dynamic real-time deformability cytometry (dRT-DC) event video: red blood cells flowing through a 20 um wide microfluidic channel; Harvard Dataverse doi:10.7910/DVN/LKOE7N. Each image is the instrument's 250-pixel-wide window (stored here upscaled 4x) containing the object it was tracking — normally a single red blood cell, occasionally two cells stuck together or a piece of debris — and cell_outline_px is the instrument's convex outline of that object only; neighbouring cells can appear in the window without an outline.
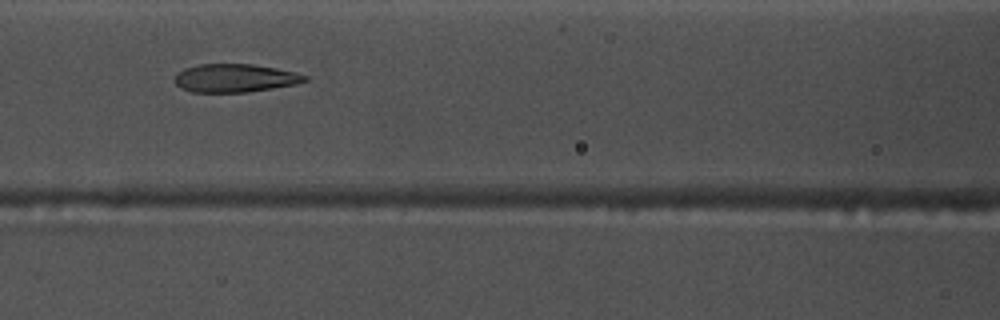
{"species": "common noctule bat (a hibernating species)", "species_latin": "Nyctalus noctula", "temperature_condition": "warm", "stored_images_in_passage": 41, "camera_frame_rate_fps": 3000, "um_per_image_px": 0.085, "animal": {"sex": "male", "body_mass_g": 17.5, "forearm_length_mm": 52.3}, "frame": {"image": 1, "passage_image": 20, "time_ms": 6.333, "image_size_px": [1000, 320], "cell_outline_px": [[308, 80], [296, 84], [248, 92], [192, 92], [180, 88], [176, 84], [176, 76], [184, 68], [200, 64], [252, 64], [276, 68], [296, 72], [308, 76]], "centroid_in_image_um": [20.0, 6.64], "position_along_channel_um": 146.6, "area_um2": 21.33}}
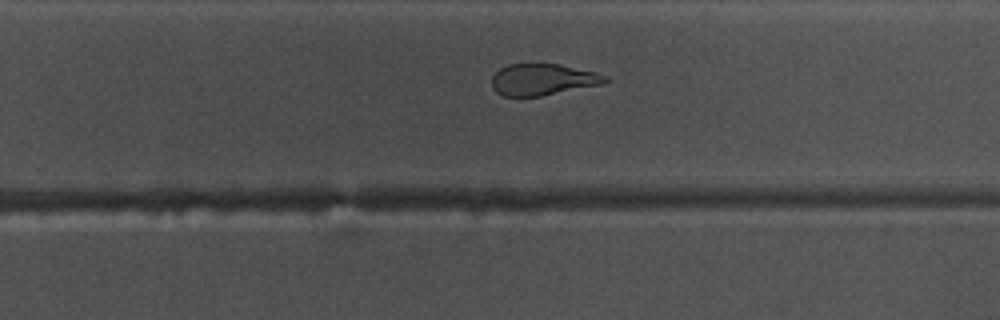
{"frame": {"image": 2, "passage_image": 31, "time_ms": 10.0, "image_size_px": [1000, 320], "cell_outline_px": [[608, 80], [604, 84], [540, 96], [504, 96], [496, 92], [492, 88], [492, 76], [500, 68], [508, 64], [560, 64], [596, 72], [608, 76]], "centroid_in_image_um": [46.15, 6.76], "position_along_channel_um": 283.7, "area_um2": 20.87}}
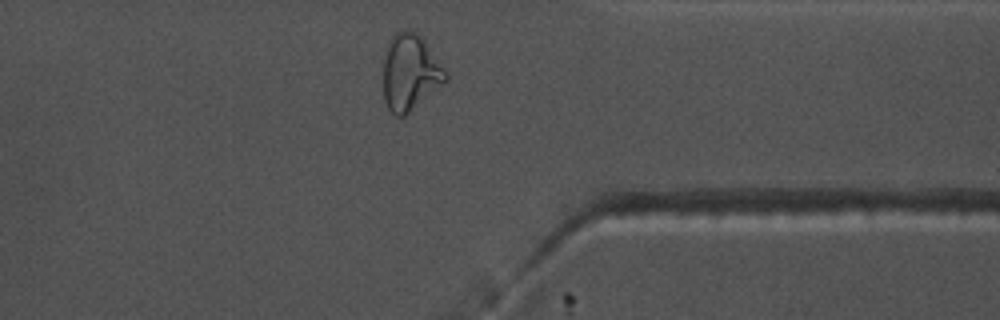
{"frame": {"image": 3, "passage_image": 39, "time_ms": 12.667, "image_size_px": [1000, 320], "cell_outline_px": [[448, 80], [404, 116], [396, 116], [388, 108], [384, 100], [384, 56], [392, 36], [396, 32], [416, 32], [420, 36], [448, 76]], "centroid_in_image_um": [34.84, 6.2], "position_along_channel_um": 376.6, "area_um2": 26.76}, "authors_computed_cell_mechanics": {"area_um2": 22.831, "velocity_mm_per_s": 3.7517, "shape_relaxation_time_tau1_ms": null, "shape_relaxation_time_tau2_ms": 2.0384, "deformation_change_tau1": null, "deformation_change_tau2": 0.0989}}